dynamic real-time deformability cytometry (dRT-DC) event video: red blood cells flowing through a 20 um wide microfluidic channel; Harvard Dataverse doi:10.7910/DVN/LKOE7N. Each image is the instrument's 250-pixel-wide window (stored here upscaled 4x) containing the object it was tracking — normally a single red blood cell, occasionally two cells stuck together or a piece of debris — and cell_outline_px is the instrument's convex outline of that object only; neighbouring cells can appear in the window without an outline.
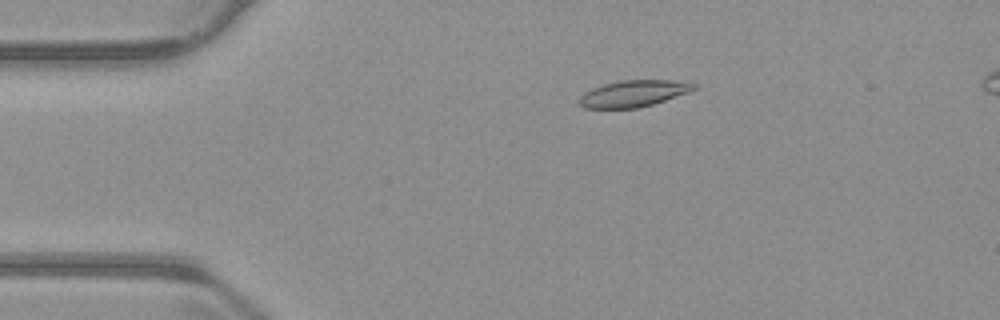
{"species": "common noctule bat (a hibernating species)", "species_latin": "Nyctalus noctula", "temperature_condition": "warm", "stored_images_in_passage": 57, "segment_of_instrument_passage": [1, 2], "camera_frame_rate_fps": 3000, "um_per_image_px": 0.085, "animal": {"sex": "male", "body_mass_g": 23.1, "forearm_length_mm": 52.7}, "frame": {"image": 1, "passage_image": 11, "time_ms": 3.333, "image_size_px": [1000, 320], "cell_outline_px": [[696, 88], [688, 92], [652, 104], [636, 108], [584, 108], [576, 104], [576, 100], [584, 92], [592, 88], [604, 84], [620, 80], [672, 80], [696, 84]], "centroid_in_image_um": [53.75, 7.95], "position_along_channel_um": 31.2, "area_um2": 17.69}}
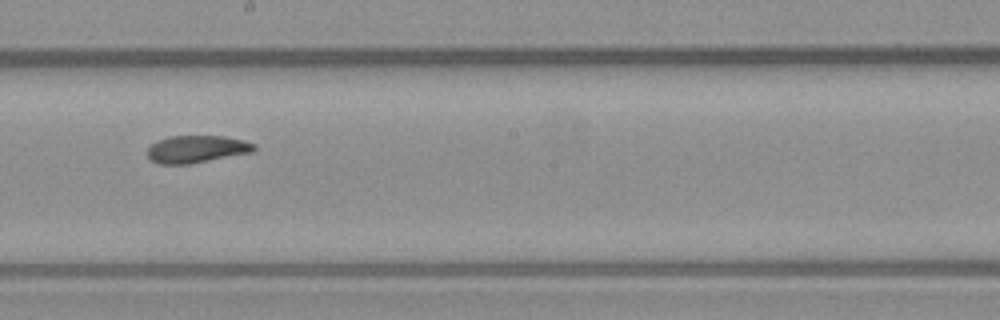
{"frame": {"image": 2, "passage_image": 31, "time_ms": 10.0, "image_size_px": [1000, 320], "cell_outline_px": [[256, 148], [252, 152], [188, 164], [156, 164], [148, 160], [148, 148], [156, 140], [168, 136], [224, 136], [244, 140], [256, 144]], "centroid_in_image_um": [16.68, 12.67], "position_along_channel_um": 231.5, "area_um2": 17.11}}
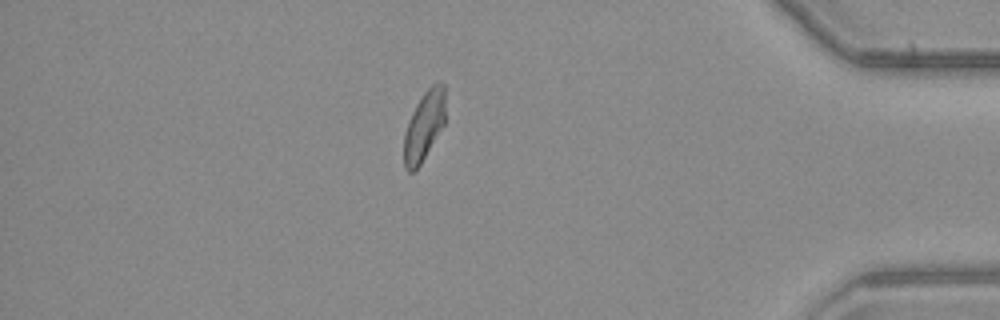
{"frame": {"image": 3, "passage_image": 48, "time_ms": 15.667, "image_size_px": [1000, 320], "cell_outline_px": [[444, 124], [420, 164], [412, 172], [408, 172], [404, 168], [404, 136], [408, 120], [416, 104], [424, 92], [436, 80], [444, 84]], "centroid_in_image_um": [36.03, 10.68], "position_along_channel_um": 399.2, "area_um2": 16.53}}